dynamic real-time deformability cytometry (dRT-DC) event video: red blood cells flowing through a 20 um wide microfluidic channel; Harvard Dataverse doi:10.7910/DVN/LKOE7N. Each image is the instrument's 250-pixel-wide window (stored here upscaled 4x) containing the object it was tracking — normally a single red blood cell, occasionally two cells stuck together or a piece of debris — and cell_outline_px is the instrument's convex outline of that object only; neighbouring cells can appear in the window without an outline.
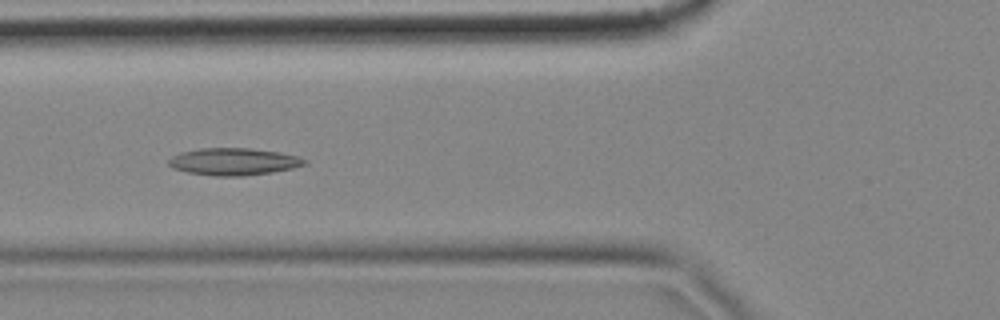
{"species": "common noctule bat (a hibernating species)", "species_latin": "Nyctalus noctula", "temperature_condition": "cold", "stored_images_in_passage": 58, "camera_frame_rate_fps": 3000, "um_per_image_px": 0.085, "animal": {"sex": "female", "body_mass_g": 18.4}, "frame": {"image": 1, "passage_image": 21, "time_ms": 6.667, "image_size_px": [1000, 320], "cell_outline_px": [[308, 164], [292, 168], [272, 172], [244, 176], [212, 176], [188, 172], [172, 168], [168, 164], [168, 160], [172, 156], [180, 152], [200, 148], [248, 148], [280, 152], [296, 156], [308, 160]], "centroid_in_image_um": [19.85, 13.74], "position_along_channel_um": 105.9, "area_um2": 21.62}}
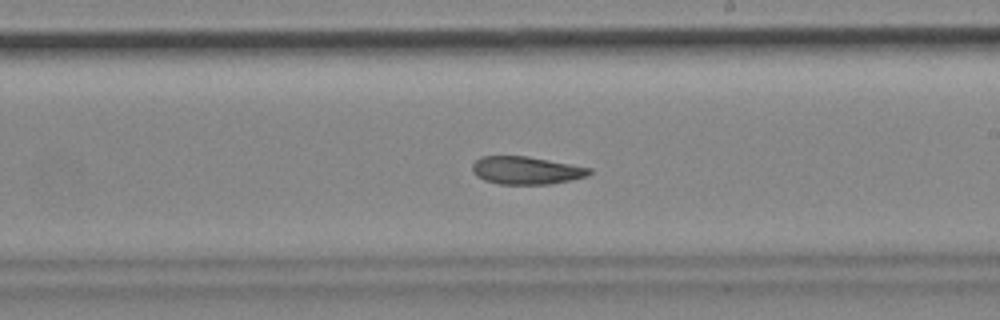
{"frame": {"image": 2, "passage_image": 33, "time_ms": 10.667, "image_size_px": [1000, 320], "cell_outline_px": [[592, 172], [588, 176], [552, 184], [500, 184], [484, 180], [476, 176], [472, 172], [472, 164], [480, 156], [528, 156], [592, 168]], "centroid_in_image_um": [44.72, 14.48], "position_along_channel_um": 244.3, "area_um2": 19.07}}
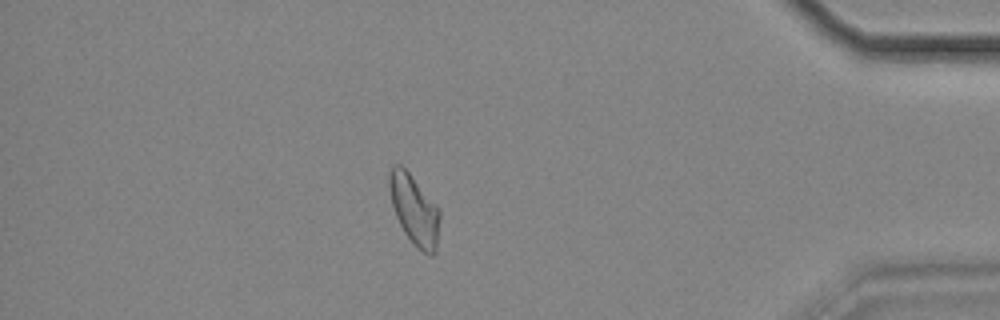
{"frame": {"image": 3, "passage_image": 50, "time_ms": 16.333, "image_size_px": [1000, 320], "cell_outline_px": [[440, 216], [436, 252], [432, 256], [428, 256], [416, 248], [404, 232], [396, 216], [392, 204], [388, 184], [388, 172], [392, 164], [400, 164], [408, 172], [440, 208]], "centroid_in_image_um": [35.22, 17.85], "position_along_channel_um": 400.0, "area_um2": 20.81}, "authors_computed_cell_mechanics": {"area_um2": 20.9814, "velocity_mm_per_s": 3.4683, "shape_relaxation_time_tau1_ms": null, "shape_relaxation_time_tau2_ms": 7.2089, "deformation_change_tau1": null, "deformation_change_tau2": 0.1486}}